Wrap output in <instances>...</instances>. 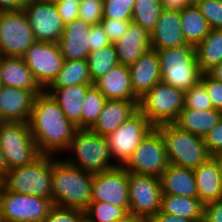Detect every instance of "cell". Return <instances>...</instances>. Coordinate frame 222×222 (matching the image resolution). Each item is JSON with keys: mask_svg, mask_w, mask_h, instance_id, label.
<instances>
[{"mask_svg": "<svg viewBox=\"0 0 222 222\" xmlns=\"http://www.w3.org/2000/svg\"><path fill=\"white\" fill-rule=\"evenodd\" d=\"M28 124L37 149L43 155L65 152L77 130L45 90L36 95Z\"/></svg>", "mask_w": 222, "mask_h": 222, "instance_id": "cell-1", "label": "cell"}, {"mask_svg": "<svg viewBox=\"0 0 222 222\" xmlns=\"http://www.w3.org/2000/svg\"><path fill=\"white\" fill-rule=\"evenodd\" d=\"M151 34V47L154 50L190 46L182 33L180 12L163 9Z\"/></svg>", "mask_w": 222, "mask_h": 222, "instance_id": "cell-19", "label": "cell"}, {"mask_svg": "<svg viewBox=\"0 0 222 222\" xmlns=\"http://www.w3.org/2000/svg\"><path fill=\"white\" fill-rule=\"evenodd\" d=\"M93 85L107 100L139 101L131 86L129 67L118 64L104 76L98 78Z\"/></svg>", "mask_w": 222, "mask_h": 222, "instance_id": "cell-22", "label": "cell"}, {"mask_svg": "<svg viewBox=\"0 0 222 222\" xmlns=\"http://www.w3.org/2000/svg\"><path fill=\"white\" fill-rule=\"evenodd\" d=\"M84 211L87 222H115L128 214L123 207L98 201H91Z\"/></svg>", "mask_w": 222, "mask_h": 222, "instance_id": "cell-36", "label": "cell"}, {"mask_svg": "<svg viewBox=\"0 0 222 222\" xmlns=\"http://www.w3.org/2000/svg\"><path fill=\"white\" fill-rule=\"evenodd\" d=\"M221 118L222 111L214 108L195 110L184 107L173 124L193 135L204 138V136L218 124Z\"/></svg>", "mask_w": 222, "mask_h": 222, "instance_id": "cell-28", "label": "cell"}, {"mask_svg": "<svg viewBox=\"0 0 222 222\" xmlns=\"http://www.w3.org/2000/svg\"><path fill=\"white\" fill-rule=\"evenodd\" d=\"M93 85L87 60H65L63 67L47 88Z\"/></svg>", "mask_w": 222, "mask_h": 222, "instance_id": "cell-32", "label": "cell"}, {"mask_svg": "<svg viewBox=\"0 0 222 222\" xmlns=\"http://www.w3.org/2000/svg\"><path fill=\"white\" fill-rule=\"evenodd\" d=\"M211 157L214 159V161L218 165L219 173H220L221 181H222V151L213 154Z\"/></svg>", "mask_w": 222, "mask_h": 222, "instance_id": "cell-53", "label": "cell"}, {"mask_svg": "<svg viewBox=\"0 0 222 222\" xmlns=\"http://www.w3.org/2000/svg\"><path fill=\"white\" fill-rule=\"evenodd\" d=\"M36 94L30 90L0 86V121L28 122Z\"/></svg>", "mask_w": 222, "mask_h": 222, "instance_id": "cell-17", "label": "cell"}, {"mask_svg": "<svg viewBox=\"0 0 222 222\" xmlns=\"http://www.w3.org/2000/svg\"><path fill=\"white\" fill-rule=\"evenodd\" d=\"M155 128L162 134L171 164L194 170L211 157L203 137L182 130L173 123Z\"/></svg>", "mask_w": 222, "mask_h": 222, "instance_id": "cell-4", "label": "cell"}, {"mask_svg": "<svg viewBox=\"0 0 222 222\" xmlns=\"http://www.w3.org/2000/svg\"><path fill=\"white\" fill-rule=\"evenodd\" d=\"M8 171H9V168L6 164L5 157H4L3 152L0 148V182L5 178Z\"/></svg>", "mask_w": 222, "mask_h": 222, "instance_id": "cell-52", "label": "cell"}, {"mask_svg": "<svg viewBox=\"0 0 222 222\" xmlns=\"http://www.w3.org/2000/svg\"><path fill=\"white\" fill-rule=\"evenodd\" d=\"M1 81L4 86L30 90L36 95L43 91L22 57L1 56Z\"/></svg>", "mask_w": 222, "mask_h": 222, "instance_id": "cell-24", "label": "cell"}, {"mask_svg": "<svg viewBox=\"0 0 222 222\" xmlns=\"http://www.w3.org/2000/svg\"><path fill=\"white\" fill-rule=\"evenodd\" d=\"M130 22L127 20L102 19L100 25L103 27L109 41L114 44L124 35Z\"/></svg>", "mask_w": 222, "mask_h": 222, "instance_id": "cell-43", "label": "cell"}, {"mask_svg": "<svg viewBox=\"0 0 222 222\" xmlns=\"http://www.w3.org/2000/svg\"><path fill=\"white\" fill-rule=\"evenodd\" d=\"M90 52L101 49L111 42L100 24L92 25L90 29Z\"/></svg>", "mask_w": 222, "mask_h": 222, "instance_id": "cell-46", "label": "cell"}, {"mask_svg": "<svg viewBox=\"0 0 222 222\" xmlns=\"http://www.w3.org/2000/svg\"><path fill=\"white\" fill-rule=\"evenodd\" d=\"M1 185L11 192L51 199L52 155L41 154L31 164L9 170Z\"/></svg>", "mask_w": 222, "mask_h": 222, "instance_id": "cell-6", "label": "cell"}, {"mask_svg": "<svg viewBox=\"0 0 222 222\" xmlns=\"http://www.w3.org/2000/svg\"><path fill=\"white\" fill-rule=\"evenodd\" d=\"M162 11L160 0H135L131 21L151 33Z\"/></svg>", "mask_w": 222, "mask_h": 222, "instance_id": "cell-34", "label": "cell"}, {"mask_svg": "<svg viewBox=\"0 0 222 222\" xmlns=\"http://www.w3.org/2000/svg\"><path fill=\"white\" fill-rule=\"evenodd\" d=\"M86 60L92 84L98 78L104 76L114 66L119 64L117 52L113 43L90 52Z\"/></svg>", "mask_w": 222, "mask_h": 222, "instance_id": "cell-33", "label": "cell"}, {"mask_svg": "<svg viewBox=\"0 0 222 222\" xmlns=\"http://www.w3.org/2000/svg\"><path fill=\"white\" fill-rule=\"evenodd\" d=\"M163 9L180 11L185 7L191 6V0H160Z\"/></svg>", "mask_w": 222, "mask_h": 222, "instance_id": "cell-49", "label": "cell"}, {"mask_svg": "<svg viewBox=\"0 0 222 222\" xmlns=\"http://www.w3.org/2000/svg\"><path fill=\"white\" fill-rule=\"evenodd\" d=\"M207 74L215 80L222 82V62L209 70Z\"/></svg>", "mask_w": 222, "mask_h": 222, "instance_id": "cell-51", "label": "cell"}, {"mask_svg": "<svg viewBox=\"0 0 222 222\" xmlns=\"http://www.w3.org/2000/svg\"><path fill=\"white\" fill-rule=\"evenodd\" d=\"M92 85H75L61 88H46L45 91L53 97L64 115L77 129H81L82 104L87 90Z\"/></svg>", "mask_w": 222, "mask_h": 222, "instance_id": "cell-25", "label": "cell"}, {"mask_svg": "<svg viewBox=\"0 0 222 222\" xmlns=\"http://www.w3.org/2000/svg\"><path fill=\"white\" fill-rule=\"evenodd\" d=\"M200 81L205 85L214 109L222 111V82L202 73Z\"/></svg>", "mask_w": 222, "mask_h": 222, "instance_id": "cell-42", "label": "cell"}, {"mask_svg": "<svg viewBox=\"0 0 222 222\" xmlns=\"http://www.w3.org/2000/svg\"><path fill=\"white\" fill-rule=\"evenodd\" d=\"M35 41L23 10L0 11V56L22 57Z\"/></svg>", "mask_w": 222, "mask_h": 222, "instance_id": "cell-12", "label": "cell"}, {"mask_svg": "<svg viewBox=\"0 0 222 222\" xmlns=\"http://www.w3.org/2000/svg\"><path fill=\"white\" fill-rule=\"evenodd\" d=\"M90 24L82 19L64 25L59 46L65 60H86L90 53Z\"/></svg>", "mask_w": 222, "mask_h": 222, "instance_id": "cell-18", "label": "cell"}, {"mask_svg": "<svg viewBox=\"0 0 222 222\" xmlns=\"http://www.w3.org/2000/svg\"><path fill=\"white\" fill-rule=\"evenodd\" d=\"M151 219L154 222H198L194 219L177 217L175 215L163 213L160 210Z\"/></svg>", "mask_w": 222, "mask_h": 222, "instance_id": "cell-48", "label": "cell"}, {"mask_svg": "<svg viewBox=\"0 0 222 222\" xmlns=\"http://www.w3.org/2000/svg\"><path fill=\"white\" fill-rule=\"evenodd\" d=\"M83 0H67V2H73L76 4H80Z\"/></svg>", "mask_w": 222, "mask_h": 222, "instance_id": "cell-56", "label": "cell"}, {"mask_svg": "<svg viewBox=\"0 0 222 222\" xmlns=\"http://www.w3.org/2000/svg\"><path fill=\"white\" fill-rule=\"evenodd\" d=\"M138 104L139 101L106 100L90 130L98 135L108 136L139 110Z\"/></svg>", "mask_w": 222, "mask_h": 222, "instance_id": "cell-23", "label": "cell"}, {"mask_svg": "<svg viewBox=\"0 0 222 222\" xmlns=\"http://www.w3.org/2000/svg\"><path fill=\"white\" fill-rule=\"evenodd\" d=\"M85 211L53 206L43 222H85Z\"/></svg>", "mask_w": 222, "mask_h": 222, "instance_id": "cell-41", "label": "cell"}, {"mask_svg": "<svg viewBox=\"0 0 222 222\" xmlns=\"http://www.w3.org/2000/svg\"><path fill=\"white\" fill-rule=\"evenodd\" d=\"M0 148L9 170L31 164L41 155L28 122H0Z\"/></svg>", "mask_w": 222, "mask_h": 222, "instance_id": "cell-8", "label": "cell"}, {"mask_svg": "<svg viewBox=\"0 0 222 222\" xmlns=\"http://www.w3.org/2000/svg\"><path fill=\"white\" fill-rule=\"evenodd\" d=\"M22 58L43 90L55 79L65 61L59 43L41 41H35Z\"/></svg>", "mask_w": 222, "mask_h": 222, "instance_id": "cell-14", "label": "cell"}, {"mask_svg": "<svg viewBox=\"0 0 222 222\" xmlns=\"http://www.w3.org/2000/svg\"><path fill=\"white\" fill-rule=\"evenodd\" d=\"M196 6L211 29H222V0H201Z\"/></svg>", "mask_w": 222, "mask_h": 222, "instance_id": "cell-39", "label": "cell"}, {"mask_svg": "<svg viewBox=\"0 0 222 222\" xmlns=\"http://www.w3.org/2000/svg\"><path fill=\"white\" fill-rule=\"evenodd\" d=\"M52 156V194L54 206L85 210L91 202L93 173Z\"/></svg>", "mask_w": 222, "mask_h": 222, "instance_id": "cell-2", "label": "cell"}, {"mask_svg": "<svg viewBox=\"0 0 222 222\" xmlns=\"http://www.w3.org/2000/svg\"><path fill=\"white\" fill-rule=\"evenodd\" d=\"M191 1H192V4H197L201 0H191Z\"/></svg>", "mask_w": 222, "mask_h": 222, "instance_id": "cell-59", "label": "cell"}, {"mask_svg": "<svg viewBox=\"0 0 222 222\" xmlns=\"http://www.w3.org/2000/svg\"><path fill=\"white\" fill-rule=\"evenodd\" d=\"M131 86L140 99L161 81L159 58L156 50L150 49L129 65Z\"/></svg>", "mask_w": 222, "mask_h": 222, "instance_id": "cell-20", "label": "cell"}, {"mask_svg": "<svg viewBox=\"0 0 222 222\" xmlns=\"http://www.w3.org/2000/svg\"><path fill=\"white\" fill-rule=\"evenodd\" d=\"M197 62L202 73H207L222 62V29H210L196 47Z\"/></svg>", "mask_w": 222, "mask_h": 222, "instance_id": "cell-31", "label": "cell"}, {"mask_svg": "<svg viewBox=\"0 0 222 222\" xmlns=\"http://www.w3.org/2000/svg\"><path fill=\"white\" fill-rule=\"evenodd\" d=\"M56 4L57 12L65 24L70 23L78 18L79 4L67 2V0H53Z\"/></svg>", "mask_w": 222, "mask_h": 222, "instance_id": "cell-45", "label": "cell"}, {"mask_svg": "<svg viewBox=\"0 0 222 222\" xmlns=\"http://www.w3.org/2000/svg\"><path fill=\"white\" fill-rule=\"evenodd\" d=\"M119 64L129 66L152 49L151 34L139 24L130 22L124 35L114 43Z\"/></svg>", "mask_w": 222, "mask_h": 222, "instance_id": "cell-21", "label": "cell"}, {"mask_svg": "<svg viewBox=\"0 0 222 222\" xmlns=\"http://www.w3.org/2000/svg\"><path fill=\"white\" fill-rule=\"evenodd\" d=\"M106 100L105 96L94 85L87 90L81 108V129H90L94 125Z\"/></svg>", "mask_w": 222, "mask_h": 222, "instance_id": "cell-35", "label": "cell"}, {"mask_svg": "<svg viewBox=\"0 0 222 222\" xmlns=\"http://www.w3.org/2000/svg\"><path fill=\"white\" fill-rule=\"evenodd\" d=\"M140 218L127 214L125 217L116 220L115 222H138Z\"/></svg>", "mask_w": 222, "mask_h": 222, "instance_id": "cell-54", "label": "cell"}, {"mask_svg": "<svg viewBox=\"0 0 222 222\" xmlns=\"http://www.w3.org/2000/svg\"><path fill=\"white\" fill-rule=\"evenodd\" d=\"M203 222H222V198L204 205Z\"/></svg>", "mask_w": 222, "mask_h": 222, "instance_id": "cell-47", "label": "cell"}, {"mask_svg": "<svg viewBox=\"0 0 222 222\" xmlns=\"http://www.w3.org/2000/svg\"><path fill=\"white\" fill-rule=\"evenodd\" d=\"M53 206L52 199L11 192L0 184L3 222H43Z\"/></svg>", "mask_w": 222, "mask_h": 222, "instance_id": "cell-9", "label": "cell"}, {"mask_svg": "<svg viewBox=\"0 0 222 222\" xmlns=\"http://www.w3.org/2000/svg\"><path fill=\"white\" fill-rule=\"evenodd\" d=\"M128 213L140 219L152 218L161 208L160 178L154 175L128 172Z\"/></svg>", "mask_w": 222, "mask_h": 222, "instance_id": "cell-11", "label": "cell"}, {"mask_svg": "<svg viewBox=\"0 0 222 222\" xmlns=\"http://www.w3.org/2000/svg\"><path fill=\"white\" fill-rule=\"evenodd\" d=\"M185 92L158 82L139 100L138 108L153 127L173 123L184 108Z\"/></svg>", "mask_w": 222, "mask_h": 222, "instance_id": "cell-7", "label": "cell"}, {"mask_svg": "<svg viewBox=\"0 0 222 222\" xmlns=\"http://www.w3.org/2000/svg\"><path fill=\"white\" fill-rule=\"evenodd\" d=\"M182 33L186 43L196 47L210 31V26L200 9L193 4L180 10Z\"/></svg>", "mask_w": 222, "mask_h": 222, "instance_id": "cell-30", "label": "cell"}, {"mask_svg": "<svg viewBox=\"0 0 222 222\" xmlns=\"http://www.w3.org/2000/svg\"><path fill=\"white\" fill-rule=\"evenodd\" d=\"M91 201L106 202L129 210L128 172L123 166H116L94 173Z\"/></svg>", "mask_w": 222, "mask_h": 222, "instance_id": "cell-15", "label": "cell"}, {"mask_svg": "<svg viewBox=\"0 0 222 222\" xmlns=\"http://www.w3.org/2000/svg\"><path fill=\"white\" fill-rule=\"evenodd\" d=\"M36 41L59 43L64 29L53 0L28 2L24 5Z\"/></svg>", "mask_w": 222, "mask_h": 222, "instance_id": "cell-16", "label": "cell"}, {"mask_svg": "<svg viewBox=\"0 0 222 222\" xmlns=\"http://www.w3.org/2000/svg\"><path fill=\"white\" fill-rule=\"evenodd\" d=\"M159 178L162 194L197 197V185L193 169L170 163Z\"/></svg>", "mask_w": 222, "mask_h": 222, "instance_id": "cell-26", "label": "cell"}, {"mask_svg": "<svg viewBox=\"0 0 222 222\" xmlns=\"http://www.w3.org/2000/svg\"><path fill=\"white\" fill-rule=\"evenodd\" d=\"M203 139L211 156L222 151V118Z\"/></svg>", "mask_w": 222, "mask_h": 222, "instance_id": "cell-44", "label": "cell"}, {"mask_svg": "<svg viewBox=\"0 0 222 222\" xmlns=\"http://www.w3.org/2000/svg\"><path fill=\"white\" fill-rule=\"evenodd\" d=\"M24 5L22 0H0V11L23 10Z\"/></svg>", "mask_w": 222, "mask_h": 222, "instance_id": "cell-50", "label": "cell"}, {"mask_svg": "<svg viewBox=\"0 0 222 222\" xmlns=\"http://www.w3.org/2000/svg\"><path fill=\"white\" fill-rule=\"evenodd\" d=\"M138 222H154L151 218L148 219H139Z\"/></svg>", "mask_w": 222, "mask_h": 222, "instance_id": "cell-55", "label": "cell"}, {"mask_svg": "<svg viewBox=\"0 0 222 222\" xmlns=\"http://www.w3.org/2000/svg\"><path fill=\"white\" fill-rule=\"evenodd\" d=\"M184 107L195 110L213 109L205 85L199 81L185 91Z\"/></svg>", "mask_w": 222, "mask_h": 222, "instance_id": "cell-38", "label": "cell"}, {"mask_svg": "<svg viewBox=\"0 0 222 222\" xmlns=\"http://www.w3.org/2000/svg\"><path fill=\"white\" fill-rule=\"evenodd\" d=\"M161 81L186 91L200 81L202 72L193 46L156 50Z\"/></svg>", "mask_w": 222, "mask_h": 222, "instance_id": "cell-5", "label": "cell"}, {"mask_svg": "<svg viewBox=\"0 0 222 222\" xmlns=\"http://www.w3.org/2000/svg\"><path fill=\"white\" fill-rule=\"evenodd\" d=\"M69 151V157L63 158L67 163L93 174L117 166L112 159L107 137L90 129L76 130L66 150L68 153Z\"/></svg>", "mask_w": 222, "mask_h": 222, "instance_id": "cell-3", "label": "cell"}, {"mask_svg": "<svg viewBox=\"0 0 222 222\" xmlns=\"http://www.w3.org/2000/svg\"><path fill=\"white\" fill-rule=\"evenodd\" d=\"M0 222H3L2 221V216H1V209H0Z\"/></svg>", "mask_w": 222, "mask_h": 222, "instance_id": "cell-60", "label": "cell"}, {"mask_svg": "<svg viewBox=\"0 0 222 222\" xmlns=\"http://www.w3.org/2000/svg\"><path fill=\"white\" fill-rule=\"evenodd\" d=\"M25 4L32 1H40V0H22Z\"/></svg>", "mask_w": 222, "mask_h": 222, "instance_id": "cell-58", "label": "cell"}, {"mask_svg": "<svg viewBox=\"0 0 222 222\" xmlns=\"http://www.w3.org/2000/svg\"><path fill=\"white\" fill-rule=\"evenodd\" d=\"M78 18L90 25L100 24L103 19V0H83L79 4Z\"/></svg>", "mask_w": 222, "mask_h": 222, "instance_id": "cell-40", "label": "cell"}, {"mask_svg": "<svg viewBox=\"0 0 222 222\" xmlns=\"http://www.w3.org/2000/svg\"><path fill=\"white\" fill-rule=\"evenodd\" d=\"M2 85V81H1V56H0V86Z\"/></svg>", "mask_w": 222, "mask_h": 222, "instance_id": "cell-57", "label": "cell"}, {"mask_svg": "<svg viewBox=\"0 0 222 222\" xmlns=\"http://www.w3.org/2000/svg\"><path fill=\"white\" fill-rule=\"evenodd\" d=\"M160 211L177 217L203 222L204 204L198 197L162 194Z\"/></svg>", "mask_w": 222, "mask_h": 222, "instance_id": "cell-29", "label": "cell"}, {"mask_svg": "<svg viewBox=\"0 0 222 222\" xmlns=\"http://www.w3.org/2000/svg\"><path fill=\"white\" fill-rule=\"evenodd\" d=\"M153 128L147 117L138 110L114 132L106 136L115 164L123 166L129 160L139 143Z\"/></svg>", "mask_w": 222, "mask_h": 222, "instance_id": "cell-13", "label": "cell"}, {"mask_svg": "<svg viewBox=\"0 0 222 222\" xmlns=\"http://www.w3.org/2000/svg\"><path fill=\"white\" fill-rule=\"evenodd\" d=\"M135 0H103V19L131 21Z\"/></svg>", "mask_w": 222, "mask_h": 222, "instance_id": "cell-37", "label": "cell"}, {"mask_svg": "<svg viewBox=\"0 0 222 222\" xmlns=\"http://www.w3.org/2000/svg\"><path fill=\"white\" fill-rule=\"evenodd\" d=\"M169 165L162 134L154 127L139 143L123 167L127 172L160 177Z\"/></svg>", "mask_w": 222, "mask_h": 222, "instance_id": "cell-10", "label": "cell"}, {"mask_svg": "<svg viewBox=\"0 0 222 222\" xmlns=\"http://www.w3.org/2000/svg\"><path fill=\"white\" fill-rule=\"evenodd\" d=\"M197 197L205 205L222 198V181L217 163L210 157L194 170Z\"/></svg>", "mask_w": 222, "mask_h": 222, "instance_id": "cell-27", "label": "cell"}]
</instances>
